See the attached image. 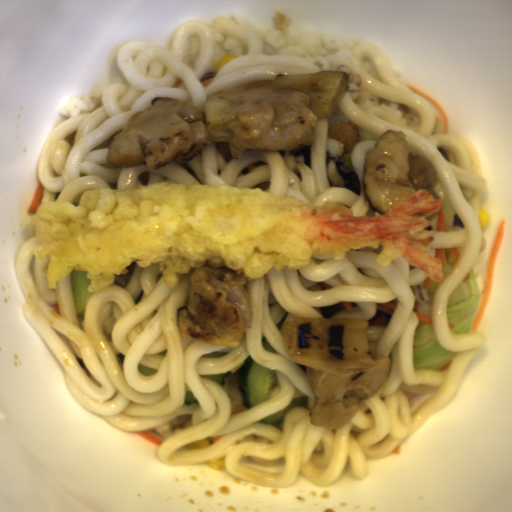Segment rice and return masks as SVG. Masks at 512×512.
I'll list each match as a JSON object with an SVG mask.
<instances>
[{"label":"rice","mask_w":512,"mask_h":512,"mask_svg":"<svg viewBox=\"0 0 512 512\" xmlns=\"http://www.w3.org/2000/svg\"><path fill=\"white\" fill-rule=\"evenodd\" d=\"M228 18L257 32L263 41L264 53L304 57L320 72H331L333 60L340 52L364 44L354 36L314 31L297 33L290 29L292 21L284 13L274 15L275 28L272 30L237 13Z\"/></svg>","instance_id":"obj_1"}]
</instances>
